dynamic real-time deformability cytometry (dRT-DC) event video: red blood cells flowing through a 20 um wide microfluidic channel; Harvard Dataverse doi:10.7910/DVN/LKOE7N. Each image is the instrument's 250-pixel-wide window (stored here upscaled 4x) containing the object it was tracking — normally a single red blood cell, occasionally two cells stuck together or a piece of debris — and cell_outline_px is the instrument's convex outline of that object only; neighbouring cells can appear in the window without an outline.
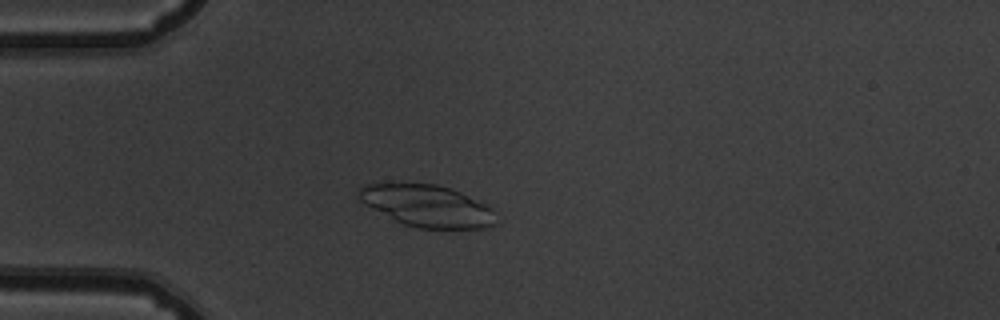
{"species": "common noctule bat (a hibernating species)", "species_latin": "Nyctalus noctula", "temperature_condition": "warm", "stored_images_in_passage": 45, "camera_frame_rate_fps": 3000, "um_per_image_px": 0.085, "animal": {"sex": "male", "body_mass_g": 19.5, "forearm_length_mm": 54.6}, "frame": {"image": 1, "passage_image": 14, "time_ms": 4.333, "image_size_px": [1000, 320], "cell_outline_px": [[496, 224], [488, 228], [420, 228], [404, 224], [364, 204], [356, 196], [356, 192], [364, 184], [436, 184], [452, 188], [488, 204], [496, 212]], "centroid_in_image_um": [36.37, 17.5], "position_along_channel_um": 48.6, "area_um2": 33.52}}
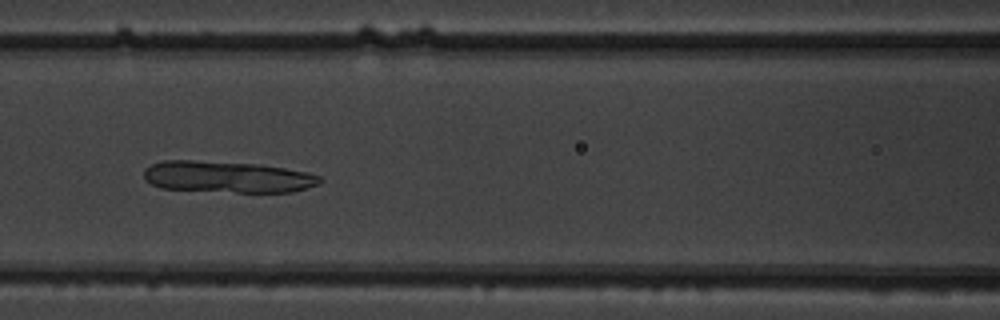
{"frame": {"image": 2, "passage_image": 23, "time_ms": 7.333, "image_size_px": [1000, 320], "cell_outline_px": [[324, 180], [316, 184], [292, 192], [236, 192], [160, 188], [144, 180], [144, 168], [152, 164], [164, 160], [196, 160], [256, 164], [284, 168], [308, 172], [320, 176]], "centroid_in_image_um": [19.29, 15.03], "position_along_channel_um": 147.3, "area_um2": 32.25}}
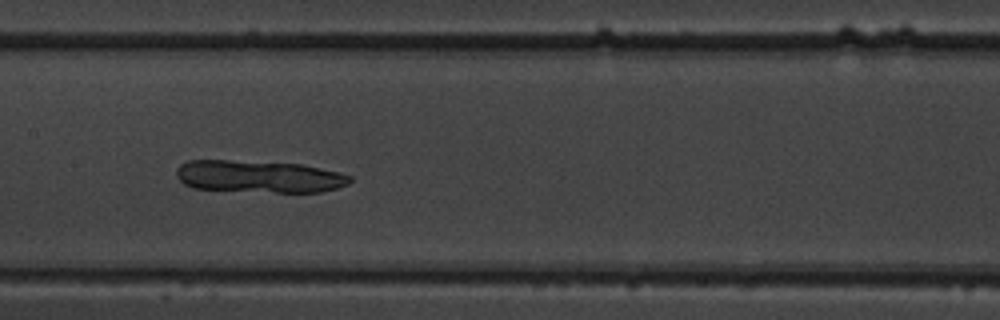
{"frame": {"image": 3, "passage_image": 26, "time_ms": 8.333, "image_size_px": [1000, 320], "cell_outline_px": [[352, 180], [348, 184], [336, 188], [320, 192], [276, 192], [192, 188], [184, 184], [176, 176], [176, 168], [180, 164], [188, 160], [228, 160], [300, 164], [336, 172], [352, 176]], "centroid_in_image_um": [21.97, 15.0], "position_along_channel_um": 185.4, "area_um2": 32.37}}